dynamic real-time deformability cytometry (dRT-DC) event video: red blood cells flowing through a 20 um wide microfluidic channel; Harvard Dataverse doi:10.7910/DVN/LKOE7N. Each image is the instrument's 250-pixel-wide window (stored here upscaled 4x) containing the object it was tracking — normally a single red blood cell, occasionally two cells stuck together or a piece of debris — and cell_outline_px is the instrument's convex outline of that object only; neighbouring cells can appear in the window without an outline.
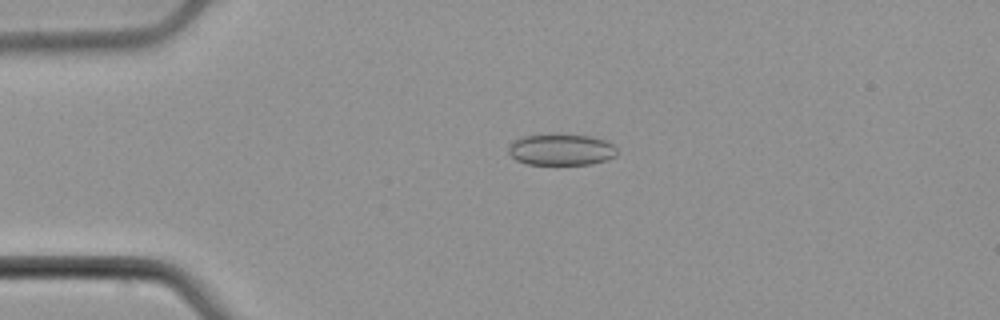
{"species": "common noctule bat (a hibernating species)", "species_latin": "Nyctalus noctula", "temperature_condition": "cold", "stored_images_in_passage": 52, "camera_frame_rate_fps": 3000, "um_per_image_px": 0.085, "animal": {"sex": "male", "body_mass_g": 21.5, "forearm_length_mm": 52.0}, "frame": {"image": 1, "passage_image": 12, "time_ms": 3.667, "image_size_px": [1000, 320], "cell_outline_px": [[616, 156], [608, 160], [592, 164], [528, 164], [516, 160], [508, 152], [508, 148], [516, 140], [524, 136], [592, 136], [604, 140], [612, 144], [616, 148]], "centroid_in_image_um": [47.75, 12.75], "position_along_channel_um": 37.3, "area_um2": 19.25}}
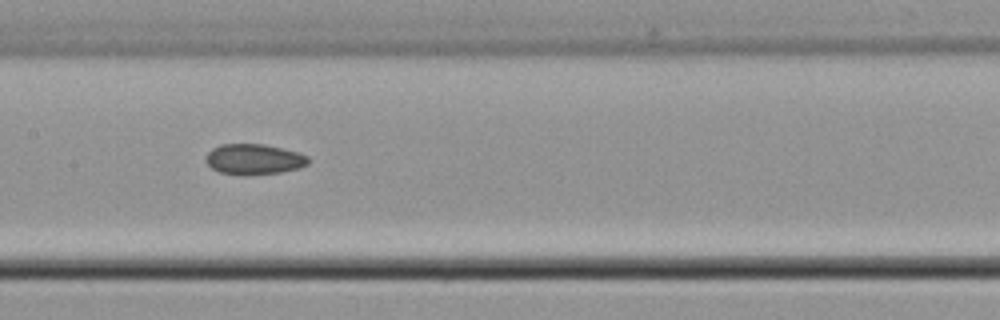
{"frame": {"image": 2, "passage_image": 26, "time_ms": 8.333, "image_size_px": [1000, 320], "cell_outline_px": [[308, 164], [300, 168], [280, 172], [244, 176], [220, 172], [212, 168], [204, 160], [208, 152], [212, 148], [220, 144], [264, 144], [300, 152], [308, 156]], "centroid_in_image_um": [21.58, 13.54], "position_along_channel_um": 185.8, "area_um2": 18.44}}
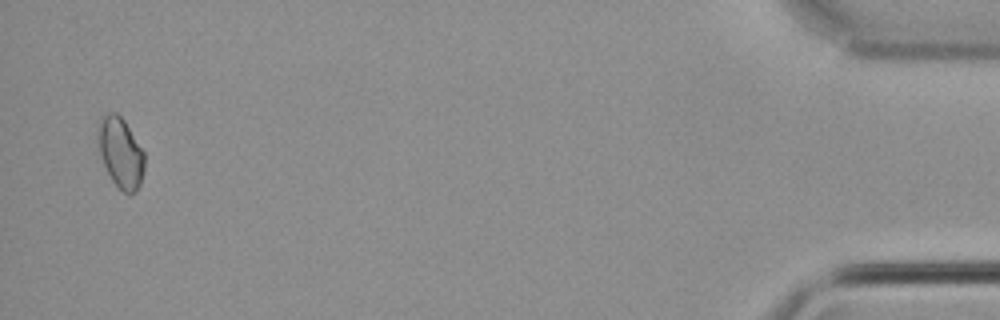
{"frame": {"image": 3, "passage_image": 51, "time_ms": 16.667, "image_size_px": [1000, 320], "cell_outline_px": [[144, 172], [140, 184], [136, 192], [128, 196], [112, 180], [100, 156], [96, 140], [96, 124], [100, 116], [108, 112], [116, 112], [124, 120], [144, 152]], "centroid_in_image_um": [10.21, 12.94], "position_along_channel_um": 425.0, "area_um2": 19.48}}